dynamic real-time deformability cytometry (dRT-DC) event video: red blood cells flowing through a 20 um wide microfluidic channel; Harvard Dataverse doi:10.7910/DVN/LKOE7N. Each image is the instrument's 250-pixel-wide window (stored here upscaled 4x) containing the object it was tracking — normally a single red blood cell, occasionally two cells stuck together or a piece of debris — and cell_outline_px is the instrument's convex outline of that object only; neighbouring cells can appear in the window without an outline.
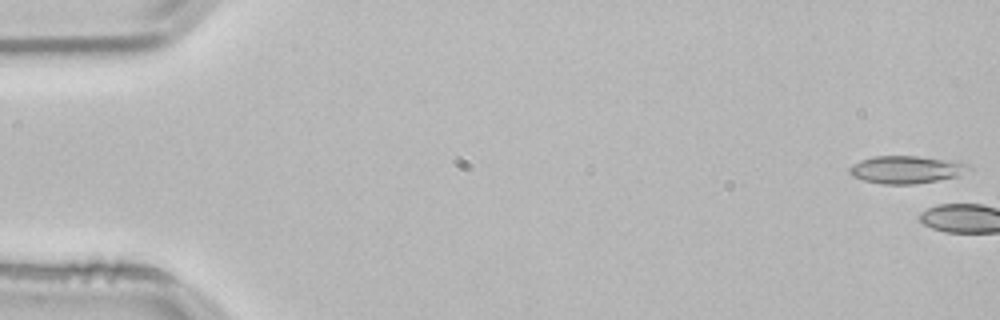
{"species": "common noctule bat (a hibernating species)", "species_latin": "Nyctalus noctula", "temperature_condition": "room temperature", "stored_images_in_passage": 4, "camera_frame_rate_fps": 3000, "um_per_image_px": 0.085, "animal": {"sex": "male", "body_mass_g": 21.5, "forearm_length_mm": 52.0}, "frame": {"image": 1, "passage_image": 1, "time_ms": 0.0, "image_size_px": [1000, 320], "cell_outline_px": [[972, 168], [956, 176], [936, 180], [912, 184], [884, 184], [864, 180], [852, 176], [848, 172], [848, 168], [852, 164], [860, 160], [876, 156], [920, 156], [968, 164]], "centroid_in_image_um": [76.96, 14.41], "position_along_channel_um": 8.0, "area_um2": 18.84}}